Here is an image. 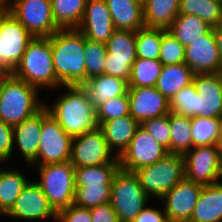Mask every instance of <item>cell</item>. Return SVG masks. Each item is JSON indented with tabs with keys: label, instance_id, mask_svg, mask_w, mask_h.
I'll list each match as a JSON object with an SVG mask.
<instances>
[{
	"label": "cell",
	"instance_id": "f907efd6",
	"mask_svg": "<svg viewBox=\"0 0 222 222\" xmlns=\"http://www.w3.org/2000/svg\"><path fill=\"white\" fill-rule=\"evenodd\" d=\"M217 147H222V116L220 117V138L216 144Z\"/></svg>",
	"mask_w": 222,
	"mask_h": 222
},
{
	"label": "cell",
	"instance_id": "d4e9b609",
	"mask_svg": "<svg viewBox=\"0 0 222 222\" xmlns=\"http://www.w3.org/2000/svg\"><path fill=\"white\" fill-rule=\"evenodd\" d=\"M96 108L109 99L128 93V82L118 77L102 74L91 77L83 85Z\"/></svg>",
	"mask_w": 222,
	"mask_h": 222
},
{
	"label": "cell",
	"instance_id": "e0dca14e",
	"mask_svg": "<svg viewBox=\"0 0 222 222\" xmlns=\"http://www.w3.org/2000/svg\"><path fill=\"white\" fill-rule=\"evenodd\" d=\"M184 63L195 74L222 72V62L212 28L193 41V44L185 46Z\"/></svg>",
	"mask_w": 222,
	"mask_h": 222
},
{
	"label": "cell",
	"instance_id": "f1b7e54d",
	"mask_svg": "<svg viewBox=\"0 0 222 222\" xmlns=\"http://www.w3.org/2000/svg\"><path fill=\"white\" fill-rule=\"evenodd\" d=\"M211 28L198 16L179 14L167 31L185 47L193 44V41L206 34Z\"/></svg>",
	"mask_w": 222,
	"mask_h": 222
},
{
	"label": "cell",
	"instance_id": "b9f144b4",
	"mask_svg": "<svg viewBox=\"0 0 222 222\" xmlns=\"http://www.w3.org/2000/svg\"><path fill=\"white\" fill-rule=\"evenodd\" d=\"M140 126L170 153L169 114L145 120Z\"/></svg>",
	"mask_w": 222,
	"mask_h": 222
},
{
	"label": "cell",
	"instance_id": "d590c367",
	"mask_svg": "<svg viewBox=\"0 0 222 222\" xmlns=\"http://www.w3.org/2000/svg\"><path fill=\"white\" fill-rule=\"evenodd\" d=\"M162 29L142 27L136 31L137 58L159 60Z\"/></svg>",
	"mask_w": 222,
	"mask_h": 222
},
{
	"label": "cell",
	"instance_id": "4dcf8cb0",
	"mask_svg": "<svg viewBox=\"0 0 222 222\" xmlns=\"http://www.w3.org/2000/svg\"><path fill=\"white\" fill-rule=\"evenodd\" d=\"M179 14L198 16L213 28L222 22V1L180 0Z\"/></svg>",
	"mask_w": 222,
	"mask_h": 222
},
{
	"label": "cell",
	"instance_id": "d6a6232c",
	"mask_svg": "<svg viewBox=\"0 0 222 222\" xmlns=\"http://www.w3.org/2000/svg\"><path fill=\"white\" fill-rule=\"evenodd\" d=\"M120 164L75 167V186L112 185Z\"/></svg>",
	"mask_w": 222,
	"mask_h": 222
},
{
	"label": "cell",
	"instance_id": "ac0fdd59",
	"mask_svg": "<svg viewBox=\"0 0 222 222\" xmlns=\"http://www.w3.org/2000/svg\"><path fill=\"white\" fill-rule=\"evenodd\" d=\"M128 97L130 115L140 124L171 112L170 101L155 86L129 88Z\"/></svg>",
	"mask_w": 222,
	"mask_h": 222
},
{
	"label": "cell",
	"instance_id": "e575fe53",
	"mask_svg": "<svg viewBox=\"0 0 222 222\" xmlns=\"http://www.w3.org/2000/svg\"><path fill=\"white\" fill-rule=\"evenodd\" d=\"M192 148L216 145L220 138V118L191 117Z\"/></svg>",
	"mask_w": 222,
	"mask_h": 222
},
{
	"label": "cell",
	"instance_id": "83f0119b",
	"mask_svg": "<svg viewBox=\"0 0 222 222\" xmlns=\"http://www.w3.org/2000/svg\"><path fill=\"white\" fill-rule=\"evenodd\" d=\"M30 179L14 167H3L0 172V215L4 216L15 204L16 199Z\"/></svg>",
	"mask_w": 222,
	"mask_h": 222
},
{
	"label": "cell",
	"instance_id": "30bf717a",
	"mask_svg": "<svg viewBox=\"0 0 222 222\" xmlns=\"http://www.w3.org/2000/svg\"><path fill=\"white\" fill-rule=\"evenodd\" d=\"M34 36L10 13L0 24V70L14 71Z\"/></svg>",
	"mask_w": 222,
	"mask_h": 222
},
{
	"label": "cell",
	"instance_id": "4316f807",
	"mask_svg": "<svg viewBox=\"0 0 222 222\" xmlns=\"http://www.w3.org/2000/svg\"><path fill=\"white\" fill-rule=\"evenodd\" d=\"M194 75L185 63L163 65L155 87L170 101L181 89L192 84Z\"/></svg>",
	"mask_w": 222,
	"mask_h": 222
},
{
	"label": "cell",
	"instance_id": "6da1fadb",
	"mask_svg": "<svg viewBox=\"0 0 222 222\" xmlns=\"http://www.w3.org/2000/svg\"><path fill=\"white\" fill-rule=\"evenodd\" d=\"M49 39L54 70L61 86H83L86 83L84 34L77 28L59 29Z\"/></svg>",
	"mask_w": 222,
	"mask_h": 222
},
{
	"label": "cell",
	"instance_id": "60d3db41",
	"mask_svg": "<svg viewBox=\"0 0 222 222\" xmlns=\"http://www.w3.org/2000/svg\"><path fill=\"white\" fill-rule=\"evenodd\" d=\"M96 111L98 123H104L106 121L130 115L128 93L101 103L96 108Z\"/></svg>",
	"mask_w": 222,
	"mask_h": 222
},
{
	"label": "cell",
	"instance_id": "5bb4252c",
	"mask_svg": "<svg viewBox=\"0 0 222 222\" xmlns=\"http://www.w3.org/2000/svg\"><path fill=\"white\" fill-rule=\"evenodd\" d=\"M167 153L168 150L165 147L139 126L128 149L119 158L120 169L134 172L139 168L154 164Z\"/></svg>",
	"mask_w": 222,
	"mask_h": 222
},
{
	"label": "cell",
	"instance_id": "8fae6325",
	"mask_svg": "<svg viewBox=\"0 0 222 222\" xmlns=\"http://www.w3.org/2000/svg\"><path fill=\"white\" fill-rule=\"evenodd\" d=\"M107 57L104 74L130 79L132 65L137 59L136 32L131 30H115L106 43Z\"/></svg>",
	"mask_w": 222,
	"mask_h": 222
},
{
	"label": "cell",
	"instance_id": "816d5d0a",
	"mask_svg": "<svg viewBox=\"0 0 222 222\" xmlns=\"http://www.w3.org/2000/svg\"><path fill=\"white\" fill-rule=\"evenodd\" d=\"M3 164L7 165L5 161L0 160V172H1V171H2V169H3V168H2ZM1 165H2V166H1Z\"/></svg>",
	"mask_w": 222,
	"mask_h": 222
},
{
	"label": "cell",
	"instance_id": "c3c4849f",
	"mask_svg": "<svg viewBox=\"0 0 222 222\" xmlns=\"http://www.w3.org/2000/svg\"><path fill=\"white\" fill-rule=\"evenodd\" d=\"M8 13H9V1L0 0V24Z\"/></svg>",
	"mask_w": 222,
	"mask_h": 222
},
{
	"label": "cell",
	"instance_id": "8d00e7d4",
	"mask_svg": "<svg viewBox=\"0 0 222 222\" xmlns=\"http://www.w3.org/2000/svg\"><path fill=\"white\" fill-rule=\"evenodd\" d=\"M107 57L106 44L91 41L85 38L84 61L86 82L89 78L104 74V66Z\"/></svg>",
	"mask_w": 222,
	"mask_h": 222
},
{
	"label": "cell",
	"instance_id": "7dc6e473",
	"mask_svg": "<svg viewBox=\"0 0 222 222\" xmlns=\"http://www.w3.org/2000/svg\"><path fill=\"white\" fill-rule=\"evenodd\" d=\"M212 29H213L216 44L218 47L219 56L222 62V22L219 25L214 26Z\"/></svg>",
	"mask_w": 222,
	"mask_h": 222
},
{
	"label": "cell",
	"instance_id": "4fadbf2b",
	"mask_svg": "<svg viewBox=\"0 0 222 222\" xmlns=\"http://www.w3.org/2000/svg\"><path fill=\"white\" fill-rule=\"evenodd\" d=\"M183 156L185 179L203 186L222 180L216 145L193 147Z\"/></svg>",
	"mask_w": 222,
	"mask_h": 222
},
{
	"label": "cell",
	"instance_id": "ee69618b",
	"mask_svg": "<svg viewBox=\"0 0 222 222\" xmlns=\"http://www.w3.org/2000/svg\"><path fill=\"white\" fill-rule=\"evenodd\" d=\"M13 126L0 120V160L6 163L11 160L14 152Z\"/></svg>",
	"mask_w": 222,
	"mask_h": 222
},
{
	"label": "cell",
	"instance_id": "681fc988",
	"mask_svg": "<svg viewBox=\"0 0 222 222\" xmlns=\"http://www.w3.org/2000/svg\"><path fill=\"white\" fill-rule=\"evenodd\" d=\"M217 150H218L219 167L222 175V147H217Z\"/></svg>",
	"mask_w": 222,
	"mask_h": 222
},
{
	"label": "cell",
	"instance_id": "2e32d148",
	"mask_svg": "<svg viewBox=\"0 0 222 222\" xmlns=\"http://www.w3.org/2000/svg\"><path fill=\"white\" fill-rule=\"evenodd\" d=\"M202 188V184L184 178L167 192L160 200L168 222H188Z\"/></svg>",
	"mask_w": 222,
	"mask_h": 222
},
{
	"label": "cell",
	"instance_id": "9c48e42d",
	"mask_svg": "<svg viewBox=\"0 0 222 222\" xmlns=\"http://www.w3.org/2000/svg\"><path fill=\"white\" fill-rule=\"evenodd\" d=\"M12 14L34 37H50L61 29L54 21L51 0H8Z\"/></svg>",
	"mask_w": 222,
	"mask_h": 222
},
{
	"label": "cell",
	"instance_id": "f5cc1de1",
	"mask_svg": "<svg viewBox=\"0 0 222 222\" xmlns=\"http://www.w3.org/2000/svg\"><path fill=\"white\" fill-rule=\"evenodd\" d=\"M137 1L143 4L146 0H137Z\"/></svg>",
	"mask_w": 222,
	"mask_h": 222
},
{
	"label": "cell",
	"instance_id": "7c38bea8",
	"mask_svg": "<svg viewBox=\"0 0 222 222\" xmlns=\"http://www.w3.org/2000/svg\"><path fill=\"white\" fill-rule=\"evenodd\" d=\"M70 162L74 167L120 164L99 127L72 139Z\"/></svg>",
	"mask_w": 222,
	"mask_h": 222
},
{
	"label": "cell",
	"instance_id": "f35d334b",
	"mask_svg": "<svg viewBox=\"0 0 222 222\" xmlns=\"http://www.w3.org/2000/svg\"><path fill=\"white\" fill-rule=\"evenodd\" d=\"M170 110L183 116L199 117V92L193 83L181 89L170 100Z\"/></svg>",
	"mask_w": 222,
	"mask_h": 222
},
{
	"label": "cell",
	"instance_id": "277c9868",
	"mask_svg": "<svg viewBox=\"0 0 222 222\" xmlns=\"http://www.w3.org/2000/svg\"><path fill=\"white\" fill-rule=\"evenodd\" d=\"M11 74L39 90L62 88L54 70L49 37H34Z\"/></svg>",
	"mask_w": 222,
	"mask_h": 222
},
{
	"label": "cell",
	"instance_id": "8992f818",
	"mask_svg": "<svg viewBox=\"0 0 222 222\" xmlns=\"http://www.w3.org/2000/svg\"><path fill=\"white\" fill-rule=\"evenodd\" d=\"M32 167L39 170L40 179L35 182L56 212L74 203L75 167L70 161Z\"/></svg>",
	"mask_w": 222,
	"mask_h": 222
},
{
	"label": "cell",
	"instance_id": "1f68e13d",
	"mask_svg": "<svg viewBox=\"0 0 222 222\" xmlns=\"http://www.w3.org/2000/svg\"><path fill=\"white\" fill-rule=\"evenodd\" d=\"M170 153L184 155L192 149L191 117L169 113Z\"/></svg>",
	"mask_w": 222,
	"mask_h": 222
},
{
	"label": "cell",
	"instance_id": "836d02e7",
	"mask_svg": "<svg viewBox=\"0 0 222 222\" xmlns=\"http://www.w3.org/2000/svg\"><path fill=\"white\" fill-rule=\"evenodd\" d=\"M162 69L163 64L157 59L137 58L132 65L129 88L155 86Z\"/></svg>",
	"mask_w": 222,
	"mask_h": 222
},
{
	"label": "cell",
	"instance_id": "5b68a950",
	"mask_svg": "<svg viewBox=\"0 0 222 222\" xmlns=\"http://www.w3.org/2000/svg\"><path fill=\"white\" fill-rule=\"evenodd\" d=\"M145 194L160 199L185 178L184 156L167 153L152 165L134 171Z\"/></svg>",
	"mask_w": 222,
	"mask_h": 222
},
{
	"label": "cell",
	"instance_id": "db71d44e",
	"mask_svg": "<svg viewBox=\"0 0 222 222\" xmlns=\"http://www.w3.org/2000/svg\"><path fill=\"white\" fill-rule=\"evenodd\" d=\"M4 73L0 70V77L3 75Z\"/></svg>",
	"mask_w": 222,
	"mask_h": 222
},
{
	"label": "cell",
	"instance_id": "f546056e",
	"mask_svg": "<svg viewBox=\"0 0 222 222\" xmlns=\"http://www.w3.org/2000/svg\"><path fill=\"white\" fill-rule=\"evenodd\" d=\"M88 0H51L55 23L61 29L77 28L84 16Z\"/></svg>",
	"mask_w": 222,
	"mask_h": 222
},
{
	"label": "cell",
	"instance_id": "9a60e30c",
	"mask_svg": "<svg viewBox=\"0 0 222 222\" xmlns=\"http://www.w3.org/2000/svg\"><path fill=\"white\" fill-rule=\"evenodd\" d=\"M4 217L16 218L22 221H40L53 218L52 220L56 221L57 212L50 205L40 186L31 180Z\"/></svg>",
	"mask_w": 222,
	"mask_h": 222
},
{
	"label": "cell",
	"instance_id": "44dd1931",
	"mask_svg": "<svg viewBox=\"0 0 222 222\" xmlns=\"http://www.w3.org/2000/svg\"><path fill=\"white\" fill-rule=\"evenodd\" d=\"M42 130V109L20 124L13 126L14 144L29 167L36 166Z\"/></svg>",
	"mask_w": 222,
	"mask_h": 222
},
{
	"label": "cell",
	"instance_id": "d6986e66",
	"mask_svg": "<svg viewBox=\"0 0 222 222\" xmlns=\"http://www.w3.org/2000/svg\"><path fill=\"white\" fill-rule=\"evenodd\" d=\"M77 29L85 38L106 44L116 30L105 0H88Z\"/></svg>",
	"mask_w": 222,
	"mask_h": 222
},
{
	"label": "cell",
	"instance_id": "cb8c5ba5",
	"mask_svg": "<svg viewBox=\"0 0 222 222\" xmlns=\"http://www.w3.org/2000/svg\"><path fill=\"white\" fill-rule=\"evenodd\" d=\"M116 30H137L145 27L143 4L137 0H105Z\"/></svg>",
	"mask_w": 222,
	"mask_h": 222
},
{
	"label": "cell",
	"instance_id": "ab89813d",
	"mask_svg": "<svg viewBox=\"0 0 222 222\" xmlns=\"http://www.w3.org/2000/svg\"><path fill=\"white\" fill-rule=\"evenodd\" d=\"M185 47L167 30L162 29L159 61L163 65L184 63Z\"/></svg>",
	"mask_w": 222,
	"mask_h": 222
},
{
	"label": "cell",
	"instance_id": "484cf974",
	"mask_svg": "<svg viewBox=\"0 0 222 222\" xmlns=\"http://www.w3.org/2000/svg\"><path fill=\"white\" fill-rule=\"evenodd\" d=\"M180 0H146L143 3L145 27L168 30L179 15Z\"/></svg>",
	"mask_w": 222,
	"mask_h": 222
},
{
	"label": "cell",
	"instance_id": "7bdbcfd3",
	"mask_svg": "<svg viewBox=\"0 0 222 222\" xmlns=\"http://www.w3.org/2000/svg\"><path fill=\"white\" fill-rule=\"evenodd\" d=\"M57 222H92L90 208L80 207L74 203L57 212Z\"/></svg>",
	"mask_w": 222,
	"mask_h": 222
},
{
	"label": "cell",
	"instance_id": "74e56055",
	"mask_svg": "<svg viewBox=\"0 0 222 222\" xmlns=\"http://www.w3.org/2000/svg\"><path fill=\"white\" fill-rule=\"evenodd\" d=\"M111 185L75 186L74 204L92 208L110 203Z\"/></svg>",
	"mask_w": 222,
	"mask_h": 222
},
{
	"label": "cell",
	"instance_id": "f6af8a7d",
	"mask_svg": "<svg viewBox=\"0 0 222 222\" xmlns=\"http://www.w3.org/2000/svg\"><path fill=\"white\" fill-rule=\"evenodd\" d=\"M92 222H120L110 203L90 208Z\"/></svg>",
	"mask_w": 222,
	"mask_h": 222
},
{
	"label": "cell",
	"instance_id": "ba28073f",
	"mask_svg": "<svg viewBox=\"0 0 222 222\" xmlns=\"http://www.w3.org/2000/svg\"><path fill=\"white\" fill-rule=\"evenodd\" d=\"M72 139L44 106L36 166L70 161Z\"/></svg>",
	"mask_w": 222,
	"mask_h": 222
},
{
	"label": "cell",
	"instance_id": "603a6c76",
	"mask_svg": "<svg viewBox=\"0 0 222 222\" xmlns=\"http://www.w3.org/2000/svg\"><path fill=\"white\" fill-rule=\"evenodd\" d=\"M188 222H222V180L203 186Z\"/></svg>",
	"mask_w": 222,
	"mask_h": 222
},
{
	"label": "cell",
	"instance_id": "3957f363",
	"mask_svg": "<svg viewBox=\"0 0 222 222\" xmlns=\"http://www.w3.org/2000/svg\"><path fill=\"white\" fill-rule=\"evenodd\" d=\"M40 90L11 73L0 77V120L15 126L39 112L45 102Z\"/></svg>",
	"mask_w": 222,
	"mask_h": 222
},
{
	"label": "cell",
	"instance_id": "ffe728a7",
	"mask_svg": "<svg viewBox=\"0 0 222 222\" xmlns=\"http://www.w3.org/2000/svg\"><path fill=\"white\" fill-rule=\"evenodd\" d=\"M199 92V117L222 116V72L198 73L192 81Z\"/></svg>",
	"mask_w": 222,
	"mask_h": 222
},
{
	"label": "cell",
	"instance_id": "bcb514c9",
	"mask_svg": "<svg viewBox=\"0 0 222 222\" xmlns=\"http://www.w3.org/2000/svg\"><path fill=\"white\" fill-rule=\"evenodd\" d=\"M132 222H168L164 209L146 206Z\"/></svg>",
	"mask_w": 222,
	"mask_h": 222
},
{
	"label": "cell",
	"instance_id": "7402d4cb",
	"mask_svg": "<svg viewBox=\"0 0 222 222\" xmlns=\"http://www.w3.org/2000/svg\"><path fill=\"white\" fill-rule=\"evenodd\" d=\"M98 124L103 132L108 148L117 158H120L128 149L131 139L134 137L137 128L140 126V123L131 115H126Z\"/></svg>",
	"mask_w": 222,
	"mask_h": 222
},
{
	"label": "cell",
	"instance_id": "7a4b0ae2",
	"mask_svg": "<svg viewBox=\"0 0 222 222\" xmlns=\"http://www.w3.org/2000/svg\"><path fill=\"white\" fill-rule=\"evenodd\" d=\"M65 89L51 105L45 103L48 112L72 138L98 128L96 106L84 87L65 86Z\"/></svg>",
	"mask_w": 222,
	"mask_h": 222
},
{
	"label": "cell",
	"instance_id": "52a82bcc",
	"mask_svg": "<svg viewBox=\"0 0 222 222\" xmlns=\"http://www.w3.org/2000/svg\"><path fill=\"white\" fill-rule=\"evenodd\" d=\"M149 201L134 172L119 169L112 181L110 197L119 221L132 222Z\"/></svg>",
	"mask_w": 222,
	"mask_h": 222
}]
</instances>
